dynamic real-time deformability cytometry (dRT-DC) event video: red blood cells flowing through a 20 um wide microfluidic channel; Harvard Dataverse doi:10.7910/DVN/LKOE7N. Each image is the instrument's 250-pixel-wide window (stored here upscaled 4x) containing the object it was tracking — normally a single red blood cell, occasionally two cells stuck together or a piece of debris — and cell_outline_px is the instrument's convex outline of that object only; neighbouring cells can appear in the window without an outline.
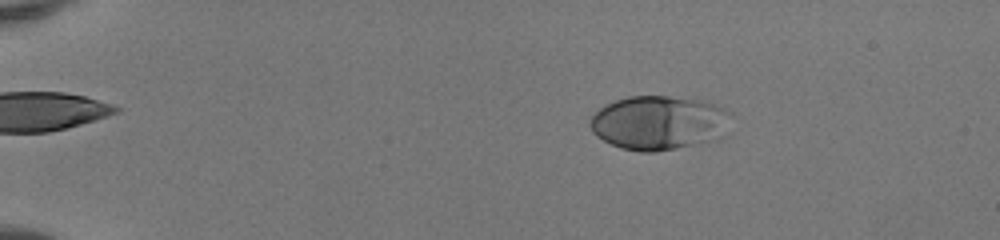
{"species": "human", "species_latin": "Homo sapiens", "temperature_condition": "room temperature", "stored_images_in_passage": 50, "camera_frame_rate_fps": 3000, "um_per_image_px": 0.085, "donor": {"sex": "female"}, "frame": {"image": 1, "passage_image": 9, "time_ms": 2.667, "image_size_px": [1000, 240], "cell_outline_px": [[736, 116], [720, 136], [716, 140], [656, 152], [640, 152], [620, 148], [596, 136], [592, 132], [588, 124], [592, 116], [600, 108], [616, 100], [628, 96], [668, 96], [704, 100], [724, 108]], "centroid_in_image_um": [56.04, 10.43], "position_along_channel_um": 29.0, "area_um2": 44.85}}
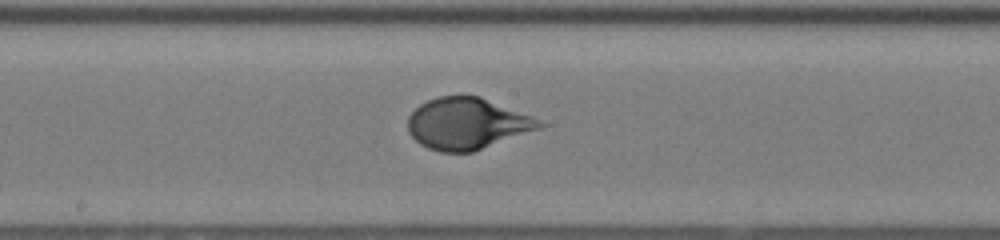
{"frame": {"image": 2, "passage_image": 29, "time_ms": 9.333, "image_size_px": [1000, 240], "cell_outline_px": [[548, 124], [540, 128], [472, 152], [440, 152], [428, 148], [420, 144], [408, 132], [408, 116], [420, 104], [428, 100], [440, 96], [480, 96], [532, 116]], "centroid_in_image_um": [39.7, 10.5], "position_along_channel_um": 208.5, "area_um2": 39.25}}
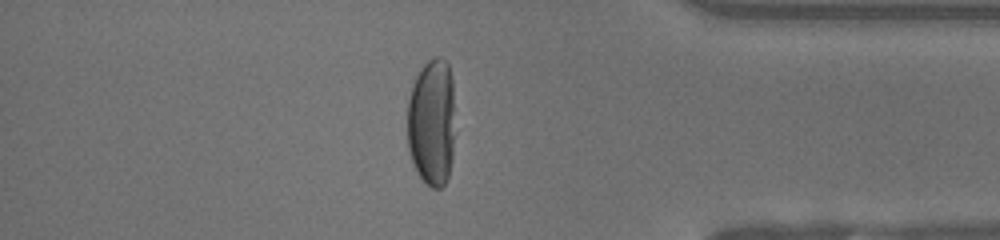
{"frame": {"image": 3, "passage_image": 44, "time_ms": 14.333, "image_size_px": [1000, 240], "cell_outline_px": [[452, 160], [448, 176], [444, 184], [440, 188], [432, 188], [420, 176], [412, 160], [408, 148], [408, 100], [412, 84], [416, 76], [424, 64], [428, 60], [436, 56], [440, 56], [448, 64], [452, 76]], "centroid_in_image_um": [36.68, 10.36], "position_along_channel_um": 398.5, "area_um2": 34.97}, "authors_computed_cell_mechanics": {"area_um2": 40.171, "velocity_mm_per_s": 4.1283, "shape_relaxation_time_tau1_ms": 3.5582, "shape_relaxation_time_tau2_ms": null, "deformation_change_tau1": 0.2295, "deformation_change_tau2": null}}